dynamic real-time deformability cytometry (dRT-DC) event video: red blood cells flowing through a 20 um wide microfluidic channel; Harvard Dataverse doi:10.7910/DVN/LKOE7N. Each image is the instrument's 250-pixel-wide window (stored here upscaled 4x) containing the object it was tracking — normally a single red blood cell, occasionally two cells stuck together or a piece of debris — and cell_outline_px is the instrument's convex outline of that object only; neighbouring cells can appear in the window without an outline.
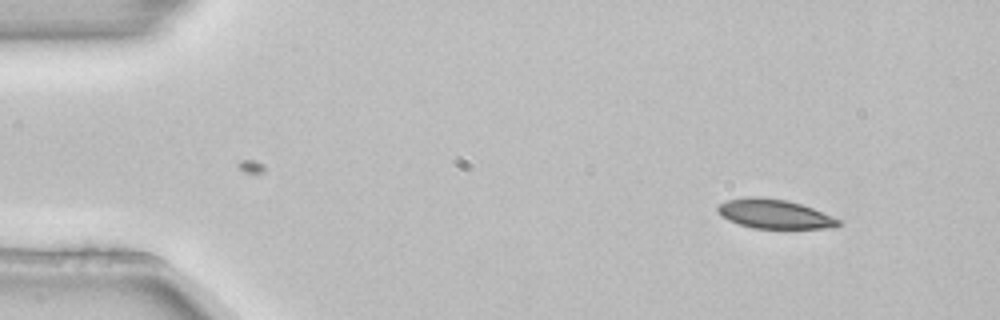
{"species": "common noctule bat (a hibernating species)", "species_latin": "Nyctalus noctula", "temperature_condition": "room temperature", "stored_images_in_passage": 3, "camera_frame_rate_fps": 3000, "um_per_image_px": 0.085, "animal": {"sex": "female", "body_mass_g": 22.7, "forearm_length_mm": 54.2}, "frame": {"image": 1, "passage_image": 1, "time_ms": 0.0, "image_size_px": [1000, 320], "cell_outline_px": [[840, 224], [836, 228], [752, 228], [728, 220], [720, 216], [716, 208], [720, 204], [728, 200], [748, 196], [760, 196], [788, 200], [812, 208], [840, 220]], "centroid_in_image_um": [65.8, 18.18], "position_along_channel_um": 19.2, "area_um2": 20.52}}
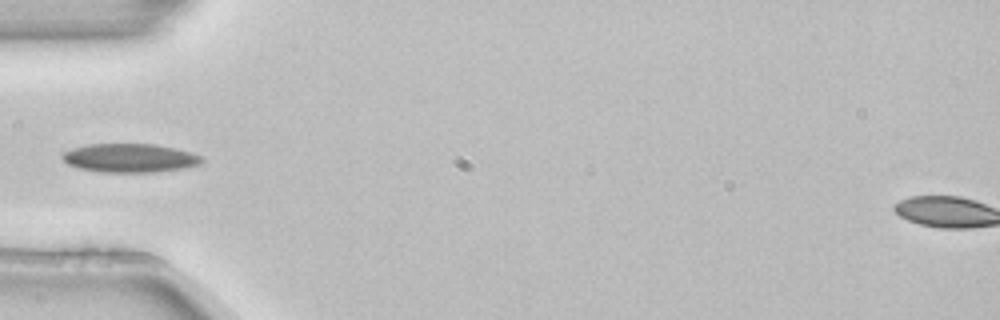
{"frame": {"image": 2, "passage_image": 3, "time_ms": 0.667, "image_size_px": [1000, 320], "cell_outline_px": [[204, 160], [200, 164], [184, 168], [152, 172], [100, 172], [80, 168], [68, 164], [60, 156], [64, 152], [72, 148], [88, 144], [156, 144], [176, 148], [192, 152], [200, 156]], "centroid_in_image_um": [11.04, 13.42], "position_along_channel_um": 74.0, "area_um2": 23.35}}